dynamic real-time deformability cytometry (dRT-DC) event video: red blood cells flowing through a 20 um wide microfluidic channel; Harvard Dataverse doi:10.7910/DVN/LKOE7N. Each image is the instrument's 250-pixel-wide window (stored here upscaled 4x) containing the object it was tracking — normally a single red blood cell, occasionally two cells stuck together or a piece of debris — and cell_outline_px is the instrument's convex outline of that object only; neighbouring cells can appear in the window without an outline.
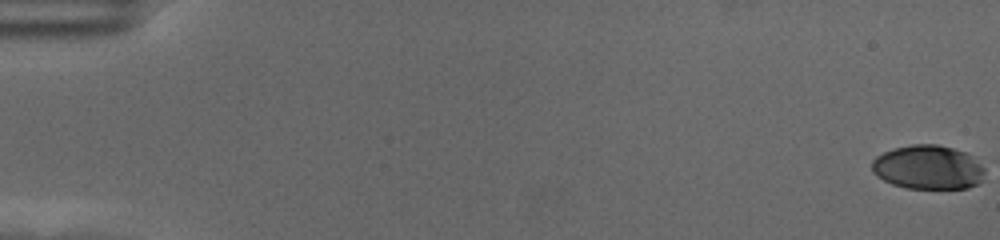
{"species": "human", "species_latin": "Homo sapiens", "temperature_condition": "cold", "stored_images_in_passage": 19, "camera_frame_rate_fps": 3000, "um_per_image_px": 0.085, "donor": {"sex": "female"}, "frame": {"image": 1, "passage_image": 1, "time_ms": 0.0, "image_size_px": [1000, 240], "cell_outline_px": [[984, 180], [968, 188], [904, 188], [892, 184], [876, 176], [872, 172], [872, 160], [876, 156], [892, 148], [912, 144], [936, 144], [952, 148], [964, 152], [972, 156], [984, 168]], "centroid_in_image_um": [78.87, 14.22], "position_along_channel_um": 6.1, "area_um2": 29.13}}
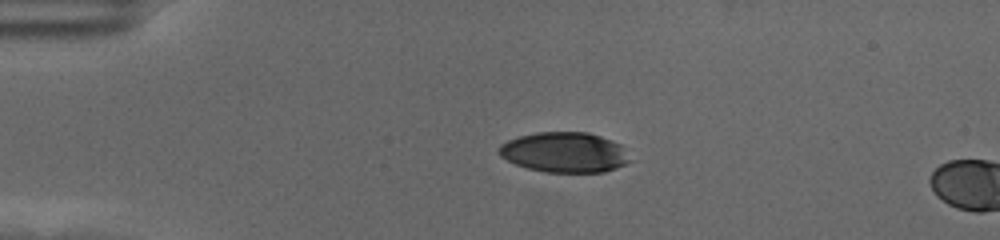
{"frame": {"image": 2, "passage_image": 15, "time_ms": 4.667, "image_size_px": [1000, 240], "cell_outline_px": [[636, 160], [616, 168], [604, 172], [544, 172], [528, 168], [516, 164], [500, 156], [496, 152], [500, 144], [508, 140], [520, 136], [536, 132], [588, 132], [600, 136], [620, 144]], "centroid_in_image_um": [48.03, 12.95], "position_along_channel_um": 37.0, "area_um2": 31.04}}